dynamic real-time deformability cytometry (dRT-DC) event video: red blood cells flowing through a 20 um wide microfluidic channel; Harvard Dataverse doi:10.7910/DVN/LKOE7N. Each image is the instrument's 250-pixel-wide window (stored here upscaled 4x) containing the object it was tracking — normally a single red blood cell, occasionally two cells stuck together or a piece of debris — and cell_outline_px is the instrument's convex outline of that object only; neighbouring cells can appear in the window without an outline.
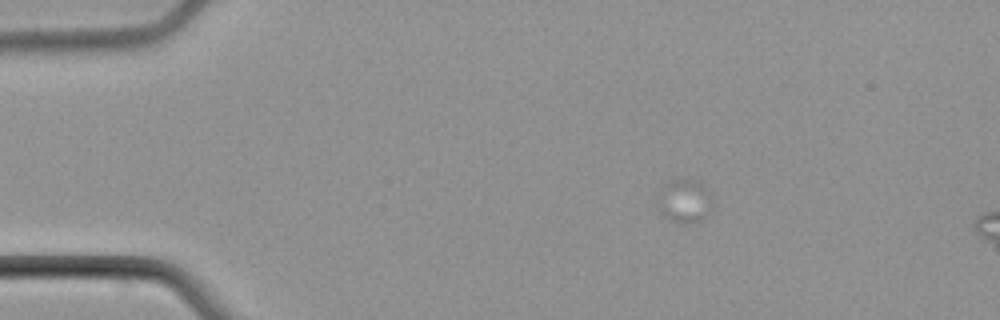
{"species": "common noctule bat (a hibernating species)", "species_latin": "Nyctalus noctula", "temperature_condition": "cold", "stored_images_in_passage": 4, "camera_frame_rate_fps": 3000, "um_per_image_px": 0.085, "animal": {"sex": "male", "body_mass_g": 21.5, "forearm_length_mm": 52.0}, "frame": {"image": 1, "passage_image": 2, "time_ms": 1.333, "image_size_px": [1000, 320], "cell_outline_px": [[716, 196], [712, 212], [700, 220], [688, 224], [680, 224], [668, 220], [660, 212], [656, 204], [660, 188], [672, 180], [700, 180]], "centroid_in_image_um": [58.26, 17.1], "position_along_channel_um": 26.7, "area_um2": 14.8}}